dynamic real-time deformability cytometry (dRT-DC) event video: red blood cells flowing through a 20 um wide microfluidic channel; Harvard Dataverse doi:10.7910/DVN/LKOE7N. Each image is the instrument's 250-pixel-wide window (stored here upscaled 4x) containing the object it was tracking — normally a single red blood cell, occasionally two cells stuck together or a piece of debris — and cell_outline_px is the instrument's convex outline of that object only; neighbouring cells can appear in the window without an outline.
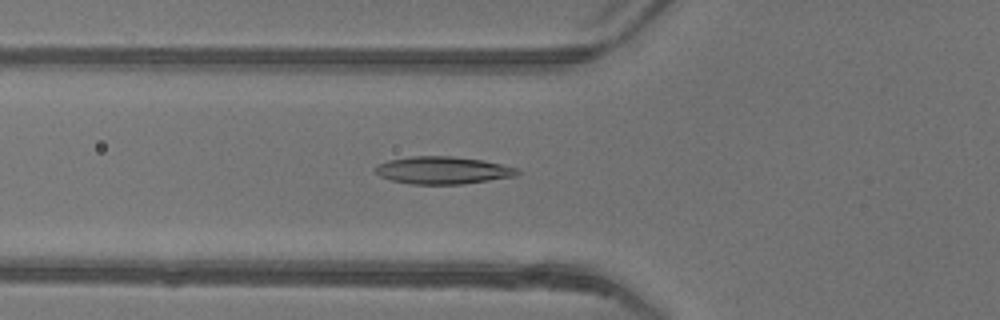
{"species": "common noctule bat (a hibernating species)", "species_latin": "Nyctalus noctula", "temperature_condition": "warm", "stored_images_in_passage": 47, "camera_frame_rate_fps": 3000, "um_per_image_px": 0.085, "animal": {"sex": "female"}, "frame": {"image": 1, "passage_image": 18, "time_ms": 5.667, "image_size_px": [1000, 320], "cell_outline_px": [[520, 172], [516, 176], [464, 184], [412, 184], [392, 180], [380, 176], [376, 172], [376, 168], [380, 164], [388, 160], [408, 156], [452, 156], [484, 160], [520, 168]], "centroid_in_image_um": [37.7, 14.47], "position_along_channel_um": 88.1, "area_um2": 22.77}}
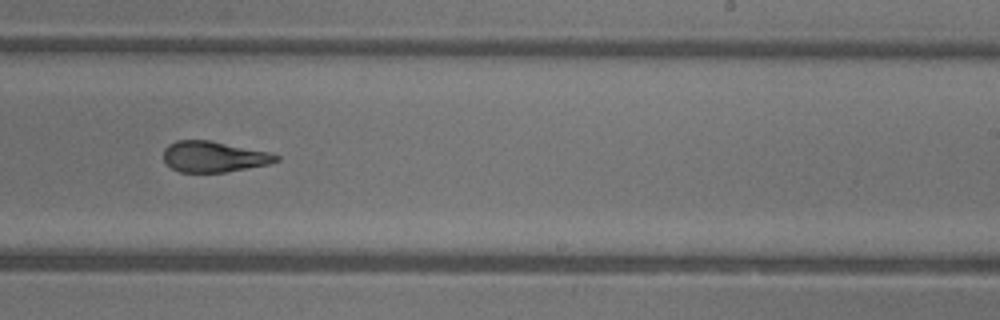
{"frame": {"image": 2, "passage_image": 31, "time_ms": 10.0, "image_size_px": [1000, 320], "cell_outline_px": [[280, 160], [268, 164], [224, 172], [180, 172], [172, 168], [164, 160], [164, 148], [168, 144], [176, 140], [208, 140], [272, 152], [280, 156]], "centroid_in_image_um": [18.19, 13.31], "position_along_channel_um": 270.8, "area_um2": 20.23}}
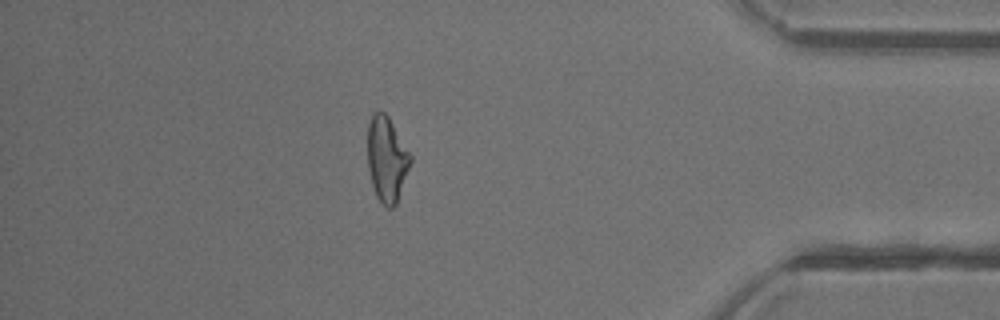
{"frame": {"image": 3, "passage_image": 43, "time_ms": 14.0, "image_size_px": [1000, 320], "cell_outline_px": [[412, 160], [396, 204], [392, 208], [388, 208], [376, 196], [372, 184], [368, 168], [368, 124], [372, 112], [384, 112], [388, 116], [412, 156]], "centroid_in_image_um": [32.87, 13.51], "position_along_channel_um": 402.3, "area_um2": 21.1}, "authors_computed_cell_mechanics": {"area_um2": 21.6172, "velocity_mm_per_s": 4.1964, "shape_relaxation_time_tau1_ms": null, "shape_relaxation_time_tau2_ms": 1.5589, "deformation_change_tau1": null, "deformation_change_tau2": 0.0871}}